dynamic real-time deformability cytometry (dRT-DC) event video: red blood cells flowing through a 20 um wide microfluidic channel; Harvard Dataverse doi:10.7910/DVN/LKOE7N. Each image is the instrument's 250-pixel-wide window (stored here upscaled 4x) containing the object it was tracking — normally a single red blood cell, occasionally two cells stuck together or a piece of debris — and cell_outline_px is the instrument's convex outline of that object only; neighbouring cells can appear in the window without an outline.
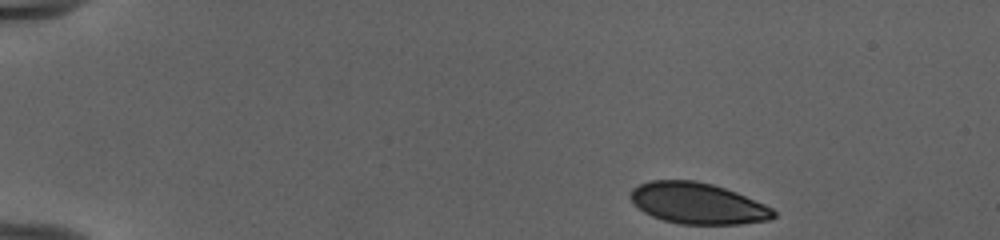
{"species": "human", "species_latin": "Homo sapiens", "temperature_condition": "cold", "stored_images_in_passage": 45, "camera_frame_rate_fps": 3000, "um_per_image_px": 0.085, "donor": {"sex": "female"}, "frame": {"image": 1, "passage_image": 1, "time_ms": 0.0, "image_size_px": [1000, 240], "cell_outline_px": [[776, 216], [768, 220], [740, 224], [680, 224], [664, 220], [652, 216], [644, 212], [628, 196], [632, 188], [640, 184], [652, 180], [696, 180], [712, 184], [736, 192], [764, 204], [772, 208], [776, 212]], "centroid_in_image_um": [59.3, 17.28], "position_along_channel_um": 25.7, "area_um2": 34.16}}
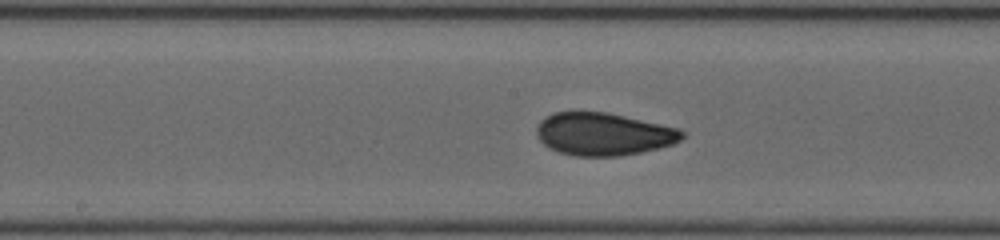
{"frame": {"image": 2, "passage_image": 22, "time_ms": 7.0, "image_size_px": [1000, 240], "cell_outline_px": [[684, 136], [680, 140], [672, 144], [640, 152], [620, 156], [576, 156], [560, 152], [548, 148], [536, 136], [536, 128], [540, 120], [544, 116], [552, 112], [608, 112], [680, 128], [684, 132]], "centroid_in_image_um": [51.27, 11.38], "position_along_channel_um": 196.9, "area_um2": 36.3}}
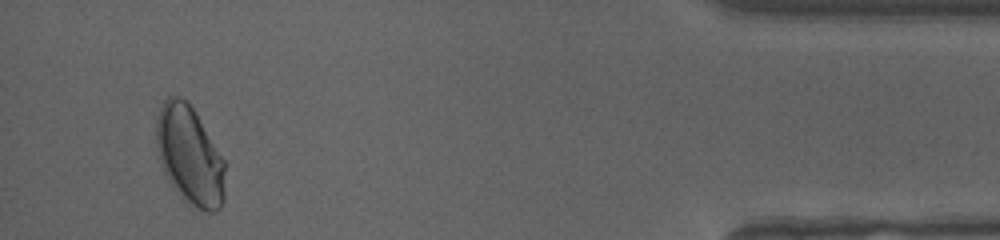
{"frame": {"image": 3, "passage_image": 43, "time_ms": 14.0, "image_size_px": [1000, 240], "cell_outline_px": [[224, 200], [220, 208], [216, 212], [204, 212], [192, 204], [176, 192], [168, 180], [160, 164], [156, 148], [156, 116], [164, 100], [168, 96], [176, 96], [188, 100], [224, 160]], "centroid_in_image_um": [16.1, 13.2], "position_along_channel_um": 419.1, "area_um2": 39.54}, "authors_computed_cell_mechanics": {"area_um2": 36.2984, "velocity_mm_per_s": 3.9845, "shape_relaxation_time_tau1_ms": 7.5754, "shape_relaxation_time_tau2_ms": 0.9754, "deformation_change_tau1": 0.1882, "deformation_change_tau2": 0.0404}}